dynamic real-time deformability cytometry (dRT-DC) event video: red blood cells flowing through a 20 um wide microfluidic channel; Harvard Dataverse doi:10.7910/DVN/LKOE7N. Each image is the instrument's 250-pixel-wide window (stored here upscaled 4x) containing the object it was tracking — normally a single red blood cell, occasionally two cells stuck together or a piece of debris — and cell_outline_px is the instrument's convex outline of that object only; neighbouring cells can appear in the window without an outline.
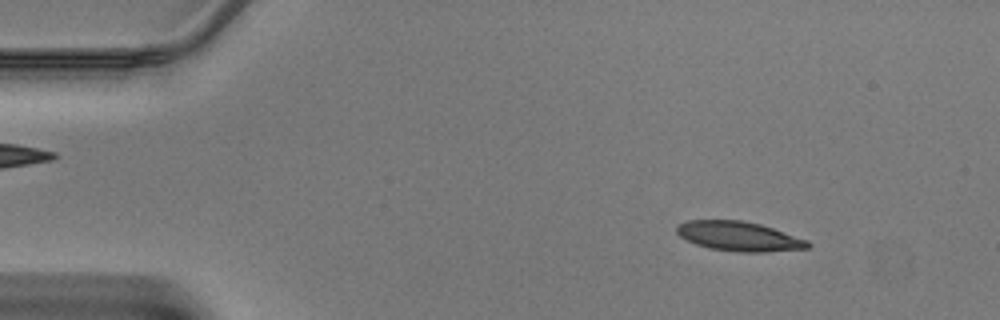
{"species": "Egyptian fruit bat (a non-hibernating species)", "species_latin": "Rousettus aegyptiacus", "temperature_condition": "warm", "stored_images_in_passage": 43, "camera_frame_rate_fps": 3000, "um_per_image_px": 0.085, "animal": {"sex": "male"}, "frame": {"image": 1, "passage_image": 4, "time_ms": 1.0, "image_size_px": [1000, 320], "cell_outline_px": [[812, 244], [808, 248], [764, 252], [736, 252], [712, 248], [696, 244], [680, 236], [676, 232], [676, 228], [680, 224], [688, 220], [740, 220], [760, 224], [808, 240]], "centroid_in_image_um": [62.83, 20.08], "position_along_channel_um": 22.2, "area_um2": 22.31}}
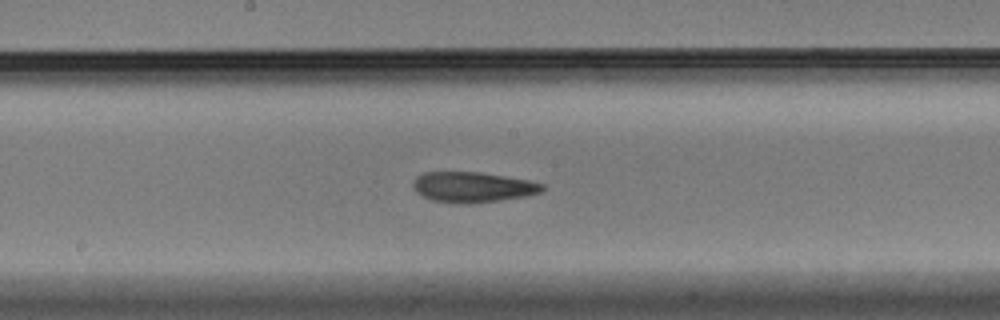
{"frame": {"image": 2, "passage_image": 22, "time_ms": 7.0, "image_size_px": [1000, 320], "cell_outline_px": [[544, 188], [540, 192], [528, 196], [472, 204], [460, 204], [432, 200], [416, 192], [412, 188], [412, 184], [416, 176], [424, 172], [480, 172], [528, 180], [544, 184]], "centroid_in_image_um": [40.16, 15.91], "position_along_channel_um": 208.0, "area_um2": 23.0}}
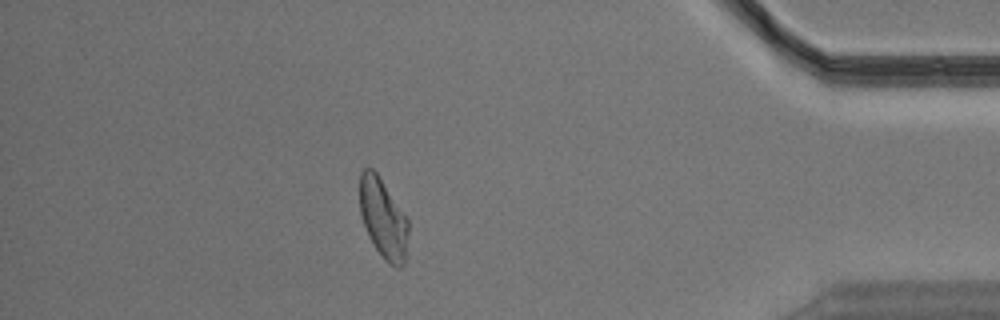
{"frame": {"image": 3, "passage_image": 38, "time_ms": 12.333, "image_size_px": [1000, 320], "cell_outline_px": [[408, 256], [404, 264], [400, 268], [396, 268], [388, 264], [384, 260], [368, 236], [360, 212], [360, 172], [364, 168], [372, 168], [376, 172], [408, 220]], "centroid_in_image_um": [32.59, 18.64], "position_along_channel_um": 402.6, "area_um2": 22.66}}